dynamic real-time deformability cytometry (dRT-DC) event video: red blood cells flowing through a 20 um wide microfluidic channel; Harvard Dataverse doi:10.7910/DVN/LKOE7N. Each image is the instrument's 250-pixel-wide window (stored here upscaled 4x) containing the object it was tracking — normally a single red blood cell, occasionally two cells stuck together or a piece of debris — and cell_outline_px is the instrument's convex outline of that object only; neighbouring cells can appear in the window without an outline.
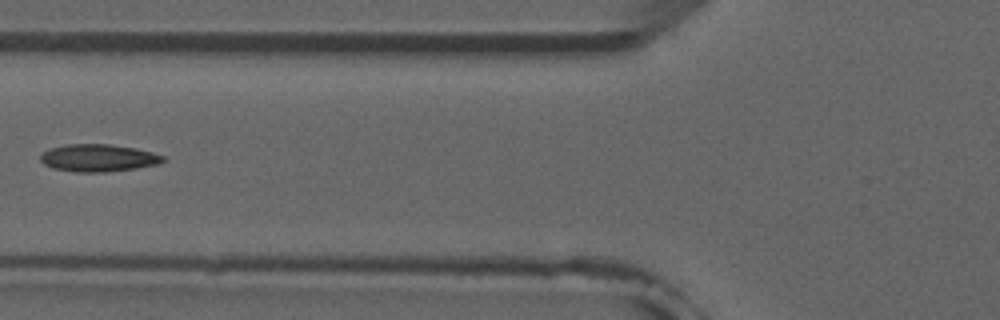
{"species": "common noctule bat (a hibernating species)", "species_latin": "Nyctalus noctula", "temperature_condition": "room temperature", "stored_images_in_passage": 4, "camera_frame_rate_fps": 3000, "um_per_image_px": 0.085, "animal": {"sex": "male", "forearm_length_mm": 52.5}, "frame": {"image": 1, "passage_image": 4, "time_ms": 3.333, "image_size_px": [1000, 320], "cell_outline_px": [[164, 160], [160, 164], [136, 168], [108, 172], [76, 172], [52, 168], [44, 164], [40, 160], [40, 152], [48, 148], [64, 144], [108, 144], [136, 148], [152, 152], [164, 156]], "centroid_in_image_um": [8.31, 13.42], "position_along_channel_um": 117.5, "area_um2": 19.83}}